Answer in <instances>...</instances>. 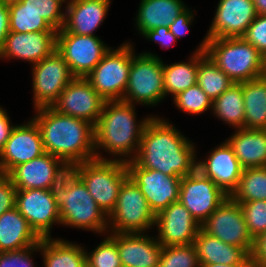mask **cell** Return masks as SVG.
<instances>
[{
	"label": "cell",
	"instance_id": "681fc988",
	"mask_svg": "<svg viewBox=\"0 0 266 267\" xmlns=\"http://www.w3.org/2000/svg\"><path fill=\"white\" fill-rule=\"evenodd\" d=\"M257 14L266 15V0H253Z\"/></svg>",
	"mask_w": 266,
	"mask_h": 267
},
{
	"label": "cell",
	"instance_id": "8992f818",
	"mask_svg": "<svg viewBox=\"0 0 266 267\" xmlns=\"http://www.w3.org/2000/svg\"><path fill=\"white\" fill-rule=\"evenodd\" d=\"M93 159L70 169L83 181L94 201L109 216L114 210L119 190L129 177L126 162Z\"/></svg>",
	"mask_w": 266,
	"mask_h": 267
},
{
	"label": "cell",
	"instance_id": "9a60e30c",
	"mask_svg": "<svg viewBox=\"0 0 266 267\" xmlns=\"http://www.w3.org/2000/svg\"><path fill=\"white\" fill-rule=\"evenodd\" d=\"M126 164L129 177L137 184L155 216L171 203L179 201L180 177L142 168L133 160Z\"/></svg>",
	"mask_w": 266,
	"mask_h": 267
},
{
	"label": "cell",
	"instance_id": "f907efd6",
	"mask_svg": "<svg viewBox=\"0 0 266 267\" xmlns=\"http://www.w3.org/2000/svg\"><path fill=\"white\" fill-rule=\"evenodd\" d=\"M21 0H0V2L10 6L12 4H16L19 3Z\"/></svg>",
	"mask_w": 266,
	"mask_h": 267
},
{
	"label": "cell",
	"instance_id": "ffe728a7",
	"mask_svg": "<svg viewBox=\"0 0 266 267\" xmlns=\"http://www.w3.org/2000/svg\"><path fill=\"white\" fill-rule=\"evenodd\" d=\"M157 241L163 246L192 244L201 225L180 202L171 203L156 215Z\"/></svg>",
	"mask_w": 266,
	"mask_h": 267
},
{
	"label": "cell",
	"instance_id": "30bf717a",
	"mask_svg": "<svg viewBox=\"0 0 266 267\" xmlns=\"http://www.w3.org/2000/svg\"><path fill=\"white\" fill-rule=\"evenodd\" d=\"M62 0H21L9 6L10 31L29 33L59 31L63 28L65 12Z\"/></svg>",
	"mask_w": 266,
	"mask_h": 267
},
{
	"label": "cell",
	"instance_id": "b9f144b4",
	"mask_svg": "<svg viewBox=\"0 0 266 267\" xmlns=\"http://www.w3.org/2000/svg\"><path fill=\"white\" fill-rule=\"evenodd\" d=\"M17 189L7 174L0 173V215L16 207Z\"/></svg>",
	"mask_w": 266,
	"mask_h": 267
},
{
	"label": "cell",
	"instance_id": "bcb514c9",
	"mask_svg": "<svg viewBox=\"0 0 266 267\" xmlns=\"http://www.w3.org/2000/svg\"><path fill=\"white\" fill-rule=\"evenodd\" d=\"M9 17V6L0 2V51L3 48L5 38L10 32Z\"/></svg>",
	"mask_w": 266,
	"mask_h": 267
},
{
	"label": "cell",
	"instance_id": "f35d334b",
	"mask_svg": "<svg viewBox=\"0 0 266 267\" xmlns=\"http://www.w3.org/2000/svg\"><path fill=\"white\" fill-rule=\"evenodd\" d=\"M238 203L243 211L248 232L255 240L266 232V200Z\"/></svg>",
	"mask_w": 266,
	"mask_h": 267
},
{
	"label": "cell",
	"instance_id": "7a4b0ae2",
	"mask_svg": "<svg viewBox=\"0 0 266 267\" xmlns=\"http://www.w3.org/2000/svg\"><path fill=\"white\" fill-rule=\"evenodd\" d=\"M35 110L32 119L40 130L46 153L61 159L69 168L96 158L91 123L63 115L52 107Z\"/></svg>",
	"mask_w": 266,
	"mask_h": 267
},
{
	"label": "cell",
	"instance_id": "f6af8a7d",
	"mask_svg": "<svg viewBox=\"0 0 266 267\" xmlns=\"http://www.w3.org/2000/svg\"><path fill=\"white\" fill-rule=\"evenodd\" d=\"M252 255L256 267H266V232L254 240Z\"/></svg>",
	"mask_w": 266,
	"mask_h": 267
},
{
	"label": "cell",
	"instance_id": "6da1fadb",
	"mask_svg": "<svg viewBox=\"0 0 266 267\" xmlns=\"http://www.w3.org/2000/svg\"><path fill=\"white\" fill-rule=\"evenodd\" d=\"M165 121L151 115L133 161L142 168L182 178L197 170L195 147L174 125Z\"/></svg>",
	"mask_w": 266,
	"mask_h": 267
},
{
	"label": "cell",
	"instance_id": "f1b7e54d",
	"mask_svg": "<svg viewBox=\"0 0 266 267\" xmlns=\"http://www.w3.org/2000/svg\"><path fill=\"white\" fill-rule=\"evenodd\" d=\"M193 245L200 265L233 264L243 260L248 255L242 247L224 243L202 229L199 230Z\"/></svg>",
	"mask_w": 266,
	"mask_h": 267
},
{
	"label": "cell",
	"instance_id": "ba28073f",
	"mask_svg": "<svg viewBox=\"0 0 266 267\" xmlns=\"http://www.w3.org/2000/svg\"><path fill=\"white\" fill-rule=\"evenodd\" d=\"M124 43L117 49H109L85 77L105 101L122 100L127 88L134 49Z\"/></svg>",
	"mask_w": 266,
	"mask_h": 267
},
{
	"label": "cell",
	"instance_id": "52a82bcc",
	"mask_svg": "<svg viewBox=\"0 0 266 267\" xmlns=\"http://www.w3.org/2000/svg\"><path fill=\"white\" fill-rule=\"evenodd\" d=\"M165 98L163 61L158 55L143 52L133 55L123 101L156 105Z\"/></svg>",
	"mask_w": 266,
	"mask_h": 267
},
{
	"label": "cell",
	"instance_id": "e575fe53",
	"mask_svg": "<svg viewBox=\"0 0 266 267\" xmlns=\"http://www.w3.org/2000/svg\"><path fill=\"white\" fill-rule=\"evenodd\" d=\"M230 197L235 202L266 200V166L243 169L238 187Z\"/></svg>",
	"mask_w": 266,
	"mask_h": 267
},
{
	"label": "cell",
	"instance_id": "4fadbf2b",
	"mask_svg": "<svg viewBox=\"0 0 266 267\" xmlns=\"http://www.w3.org/2000/svg\"><path fill=\"white\" fill-rule=\"evenodd\" d=\"M110 49L95 35L57 33L56 50L74 77L85 78Z\"/></svg>",
	"mask_w": 266,
	"mask_h": 267
},
{
	"label": "cell",
	"instance_id": "7bdbcfd3",
	"mask_svg": "<svg viewBox=\"0 0 266 267\" xmlns=\"http://www.w3.org/2000/svg\"><path fill=\"white\" fill-rule=\"evenodd\" d=\"M193 13L189 8L183 10L169 25V31L178 39L185 36L189 31L190 24L193 20Z\"/></svg>",
	"mask_w": 266,
	"mask_h": 267
},
{
	"label": "cell",
	"instance_id": "60d3db41",
	"mask_svg": "<svg viewBox=\"0 0 266 267\" xmlns=\"http://www.w3.org/2000/svg\"><path fill=\"white\" fill-rule=\"evenodd\" d=\"M40 251V243L24 249L0 252V267H34L31 253Z\"/></svg>",
	"mask_w": 266,
	"mask_h": 267
},
{
	"label": "cell",
	"instance_id": "603a6c76",
	"mask_svg": "<svg viewBox=\"0 0 266 267\" xmlns=\"http://www.w3.org/2000/svg\"><path fill=\"white\" fill-rule=\"evenodd\" d=\"M56 35L57 31H10L0 51V58H17L36 64L56 50Z\"/></svg>",
	"mask_w": 266,
	"mask_h": 267
},
{
	"label": "cell",
	"instance_id": "cb8c5ba5",
	"mask_svg": "<svg viewBox=\"0 0 266 267\" xmlns=\"http://www.w3.org/2000/svg\"><path fill=\"white\" fill-rule=\"evenodd\" d=\"M123 267H158L163 246L145 233H111Z\"/></svg>",
	"mask_w": 266,
	"mask_h": 267
},
{
	"label": "cell",
	"instance_id": "ac0fdd59",
	"mask_svg": "<svg viewBox=\"0 0 266 267\" xmlns=\"http://www.w3.org/2000/svg\"><path fill=\"white\" fill-rule=\"evenodd\" d=\"M44 153L41 133L33 119L26 124L14 125L9 139L0 151V173L8 174L14 167Z\"/></svg>",
	"mask_w": 266,
	"mask_h": 267
},
{
	"label": "cell",
	"instance_id": "3957f363",
	"mask_svg": "<svg viewBox=\"0 0 266 267\" xmlns=\"http://www.w3.org/2000/svg\"><path fill=\"white\" fill-rule=\"evenodd\" d=\"M134 106L123 100L104 102L100 118L94 126L96 159L106 160L97 152L102 148L115 157L119 156L116 159L119 161L128 162L136 157L144 127L151 117L137 124Z\"/></svg>",
	"mask_w": 266,
	"mask_h": 267
},
{
	"label": "cell",
	"instance_id": "7c38bea8",
	"mask_svg": "<svg viewBox=\"0 0 266 267\" xmlns=\"http://www.w3.org/2000/svg\"><path fill=\"white\" fill-rule=\"evenodd\" d=\"M34 108L51 107L65 87L75 78L69 65L55 50L32 66Z\"/></svg>",
	"mask_w": 266,
	"mask_h": 267
},
{
	"label": "cell",
	"instance_id": "8fae6325",
	"mask_svg": "<svg viewBox=\"0 0 266 267\" xmlns=\"http://www.w3.org/2000/svg\"><path fill=\"white\" fill-rule=\"evenodd\" d=\"M201 229L224 243L253 252L254 239L249 234L243 211L230 196L201 224Z\"/></svg>",
	"mask_w": 266,
	"mask_h": 267
},
{
	"label": "cell",
	"instance_id": "44dd1931",
	"mask_svg": "<svg viewBox=\"0 0 266 267\" xmlns=\"http://www.w3.org/2000/svg\"><path fill=\"white\" fill-rule=\"evenodd\" d=\"M253 0H219L206 39L242 37L256 18Z\"/></svg>",
	"mask_w": 266,
	"mask_h": 267
},
{
	"label": "cell",
	"instance_id": "484cf974",
	"mask_svg": "<svg viewBox=\"0 0 266 267\" xmlns=\"http://www.w3.org/2000/svg\"><path fill=\"white\" fill-rule=\"evenodd\" d=\"M41 239L16 207L0 215V252L24 249Z\"/></svg>",
	"mask_w": 266,
	"mask_h": 267
},
{
	"label": "cell",
	"instance_id": "5bb4252c",
	"mask_svg": "<svg viewBox=\"0 0 266 267\" xmlns=\"http://www.w3.org/2000/svg\"><path fill=\"white\" fill-rule=\"evenodd\" d=\"M229 197L199 170L180 181L179 201L200 225Z\"/></svg>",
	"mask_w": 266,
	"mask_h": 267
},
{
	"label": "cell",
	"instance_id": "7402d4cb",
	"mask_svg": "<svg viewBox=\"0 0 266 267\" xmlns=\"http://www.w3.org/2000/svg\"><path fill=\"white\" fill-rule=\"evenodd\" d=\"M197 170L231 196L238 187L243 168L225 140L209 153L207 159L197 162Z\"/></svg>",
	"mask_w": 266,
	"mask_h": 267
},
{
	"label": "cell",
	"instance_id": "4316f807",
	"mask_svg": "<svg viewBox=\"0 0 266 267\" xmlns=\"http://www.w3.org/2000/svg\"><path fill=\"white\" fill-rule=\"evenodd\" d=\"M226 141L243 169L266 166V130L237 129Z\"/></svg>",
	"mask_w": 266,
	"mask_h": 267
},
{
	"label": "cell",
	"instance_id": "d4e9b609",
	"mask_svg": "<svg viewBox=\"0 0 266 267\" xmlns=\"http://www.w3.org/2000/svg\"><path fill=\"white\" fill-rule=\"evenodd\" d=\"M111 0H70L66 4L63 28L57 33L94 35L103 23Z\"/></svg>",
	"mask_w": 266,
	"mask_h": 267
},
{
	"label": "cell",
	"instance_id": "83f0119b",
	"mask_svg": "<svg viewBox=\"0 0 266 267\" xmlns=\"http://www.w3.org/2000/svg\"><path fill=\"white\" fill-rule=\"evenodd\" d=\"M187 7L181 0H141L136 18L139 33L169 25Z\"/></svg>",
	"mask_w": 266,
	"mask_h": 267
},
{
	"label": "cell",
	"instance_id": "ab89813d",
	"mask_svg": "<svg viewBox=\"0 0 266 267\" xmlns=\"http://www.w3.org/2000/svg\"><path fill=\"white\" fill-rule=\"evenodd\" d=\"M242 38L252 44L266 59V15L257 14Z\"/></svg>",
	"mask_w": 266,
	"mask_h": 267
},
{
	"label": "cell",
	"instance_id": "7dc6e473",
	"mask_svg": "<svg viewBox=\"0 0 266 267\" xmlns=\"http://www.w3.org/2000/svg\"><path fill=\"white\" fill-rule=\"evenodd\" d=\"M13 128L14 126L11 124L6 110L0 106V151L4 147L6 141L9 139Z\"/></svg>",
	"mask_w": 266,
	"mask_h": 267
},
{
	"label": "cell",
	"instance_id": "4dcf8cb0",
	"mask_svg": "<svg viewBox=\"0 0 266 267\" xmlns=\"http://www.w3.org/2000/svg\"><path fill=\"white\" fill-rule=\"evenodd\" d=\"M83 247L64 239L42 238L40 252L45 267H86Z\"/></svg>",
	"mask_w": 266,
	"mask_h": 267
},
{
	"label": "cell",
	"instance_id": "f546056e",
	"mask_svg": "<svg viewBox=\"0 0 266 267\" xmlns=\"http://www.w3.org/2000/svg\"><path fill=\"white\" fill-rule=\"evenodd\" d=\"M239 84L244 98V128L266 130V75Z\"/></svg>",
	"mask_w": 266,
	"mask_h": 267
},
{
	"label": "cell",
	"instance_id": "836d02e7",
	"mask_svg": "<svg viewBox=\"0 0 266 267\" xmlns=\"http://www.w3.org/2000/svg\"><path fill=\"white\" fill-rule=\"evenodd\" d=\"M197 84L213 101L235 83L205 52H198Z\"/></svg>",
	"mask_w": 266,
	"mask_h": 267
},
{
	"label": "cell",
	"instance_id": "d6986e66",
	"mask_svg": "<svg viewBox=\"0 0 266 267\" xmlns=\"http://www.w3.org/2000/svg\"><path fill=\"white\" fill-rule=\"evenodd\" d=\"M70 168L54 155L44 153L14 167L7 175L16 189H46L62 178Z\"/></svg>",
	"mask_w": 266,
	"mask_h": 267
},
{
	"label": "cell",
	"instance_id": "8d00e7d4",
	"mask_svg": "<svg viewBox=\"0 0 266 267\" xmlns=\"http://www.w3.org/2000/svg\"><path fill=\"white\" fill-rule=\"evenodd\" d=\"M178 109L189 114H201L209 108L212 110L213 101L203 92L198 84L173 97Z\"/></svg>",
	"mask_w": 266,
	"mask_h": 267
},
{
	"label": "cell",
	"instance_id": "ee69618b",
	"mask_svg": "<svg viewBox=\"0 0 266 267\" xmlns=\"http://www.w3.org/2000/svg\"><path fill=\"white\" fill-rule=\"evenodd\" d=\"M146 39L158 42L162 47L167 49L170 47L173 42L178 39L169 31V27L161 26L155 29H150L142 34Z\"/></svg>",
	"mask_w": 266,
	"mask_h": 267
},
{
	"label": "cell",
	"instance_id": "9c48e42d",
	"mask_svg": "<svg viewBox=\"0 0 266 267\" xmlns=\"http://www.w3.org/2000/svg\"><path fill=\"white\" fill-rule=\"evenodd\" d=\"M108 218L111 233H144L155 226L156 216L137 184L128 177L119 190L116 206Z\"/></svg>",
	"mask_w": 266,
	"mask_h": 267
},
{
	"label": "cell",
	"instance_id": "1f68e13d",
	"mask_svg": "<svg viewBox=\"0 0 266 267\" xmlns=\"http://www.w3.org/2000/svg\"><path fill=\"white\" fill-rule=\"evenodd\" d=\"M206 38L199 44L189 62H178L165 65L163 63V78L165 98L168 94L174 97L189 87L197 84L198 52H205Z\"/></svg>",
	"mask_w": 266,
	"mask_h": 267
},
{
	"label": "cell",
	"instance_id": "5b68a950",
	"mask_svg": "<svg viewBox=\"0 0 266 267\" xmlns=\"http://www.w3.org/2000/svg\"><path fill=\"white\" fill-rule=\"evenodd\" d=\"M205 54L234 83L266 75V59L242 37L206 39Z\"/></svg>",
	"mask_w": 266,
	"mask_h": 267
},
{
	"label": "cell",
	"instance_id": "277c9868",
	"mask_svg": "<svg viewBox=\"0 0 266 267\" xmlns=\"http://www.w3.org/2000/svg\"><path fill=\"white\" fill-rule=\"evenodd\" d=\"M49 190L59 208L61 224L95 233L108 232V216L71 169Z\"/></svg>",
	"mask_w": 266,
	"mask_h": 267
},
{
	"label": "cell",
	"instance_id": "d590c367",
	"mask_svg": "<svg viewBox=\"0 0 266 267\" xmlns=\"http://www.w3.org/2000/svg\"><path fill=\"white\" fill-rule=\"evenodd\" d=\"M158 267H200L193 243L163 247Z\"/></svg>",
	"mask_w": 266,
	"mask_h": 267
},
{
	"label": "cell",
	"instance_id": "d6a6232c",
	"mask_svg": "<svg viewBox=\"0 0 266 267\" xmlns=\"http://www.w3.org/2000/svg\"><path fill=\"white\" fill-rule=\"evenodd\" d=\"M214 115L235 129L244 128L245 110L242 86L235 83L213 100Z\"/></svg>",
	"mask_w": 266,
	"mask_h": 267
},
{
	"label": "cell",
	"instance_id": "c3c4849f",
	"mask_svg": "<svg viewBox=\"0 0 266 267\" xmlns=\"http://www.w3.org/2000/svg\"><path fill=\"white\" fill-rule=\"evenodd\" d=\"M200 267H256L252 253H249L243 260L233 264H205Z\"/></svg>",
	"mask_w": 266,
	"mask_h": 267
},
{
	"label": "cell",
	"instance_id": "2e32d148",
	"mask_svg": "<svg viewBox=\"0 0 266 267\" xmlns=\"http://www.w3.org/2000/svg\"><path fill=\"white\" fill-rule=\"evenodd\" d=\"M104 102L86 78L75 77L51 107L63 115L83 119L95 126Z\"/></svg>",
	"mask_w": 266,
	"mask_h": 267
},
{
	"label": "cell",
	"instance_id": "e0dca14e",
	"mask_svg": "<svg viewBox=\"0 0 266 267\" xmlns=\"http://www.w3.org/2000/svg\"><path fill=\"white\" fill-rule=\"evenodd\" d=\"M16 208L41 238L52 237V225L61 224L59 208L50 190L17 189Z\"/></svg>",
	"mask_w": 266,
	"mask_h": 267
},
{
	"label": "cell",
	"instance_id": "74e56055",
	"mask_svg": "<svg viewBox=\"0 0 266 267\" xmlns=\"http://www.w3.org/2000/svg\"><path fill=\"white\" fill-rule=\"evenodd\" d=\"M86 255V267H123L120 260L116 242L108 236Z\"/></svg>",
	"mask_w": 266,
	"mask_h": 267
}]
</instances>
